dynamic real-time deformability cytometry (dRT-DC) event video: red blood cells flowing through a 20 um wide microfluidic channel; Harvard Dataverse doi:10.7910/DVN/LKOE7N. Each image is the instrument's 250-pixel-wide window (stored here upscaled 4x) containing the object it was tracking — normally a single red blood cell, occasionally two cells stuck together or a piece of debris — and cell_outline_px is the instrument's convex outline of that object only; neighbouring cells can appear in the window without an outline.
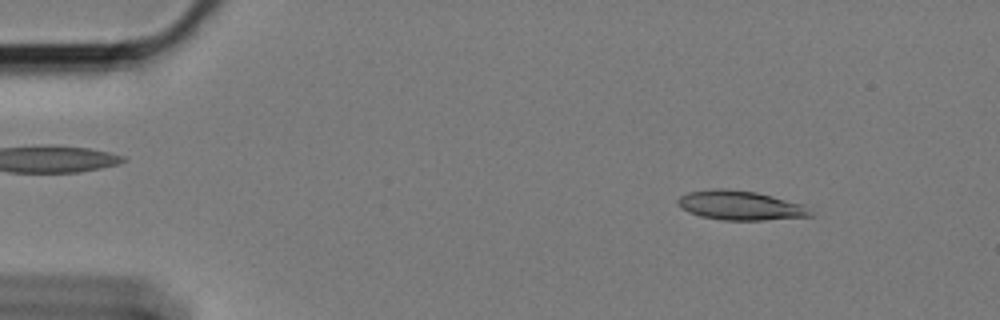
{"species": "Egyptian fruit bat (a non-hibernating species)", "species_latin": "Rousettus aegyptiacus", "temperature_condition": "cold", "stored_images_in_passage": 59, "camera_frame_rate_fps": 3000, "um_per_image_px": 0.085, "animal": {"sex": "female"}, "frame": {"image": 1, "passage_image": 8, "time_ms": 2.333, "image_size_px": [1000, 320], "cell_outline_px": [[812, 216], [764, 220], [724, 220], [700, 216], [688, 212], [676, 204], [676, 200], [680, 196], [688, 192], [720, 188], [724, 188], [756, 192], [804, 204], [812, 212]], "centroid_in_image_um": [62.91, 17.46], "position_along_channel_um": 22.1, "area_um2": 22.66}}
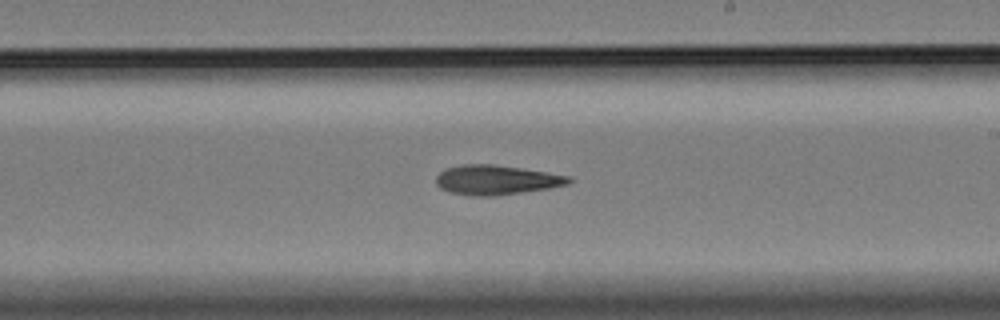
{"frame": {"image": 2, "passage_image": 35, "time_ms": 11.333, "image_size_px": [1000, 320], "cell_outline_px": [[572, 180], [568, 184], [548, 188], [496, 196], [468, 196], [448, 192], [440, 188], [436, 184], [436, 176], [444, 168], [464, 164], [492, 164], [572, 176]], "centroid_in_image_um": [42.14, 15.3], "position_along_channel_um": 246.9, "area_um2": 22.95}}
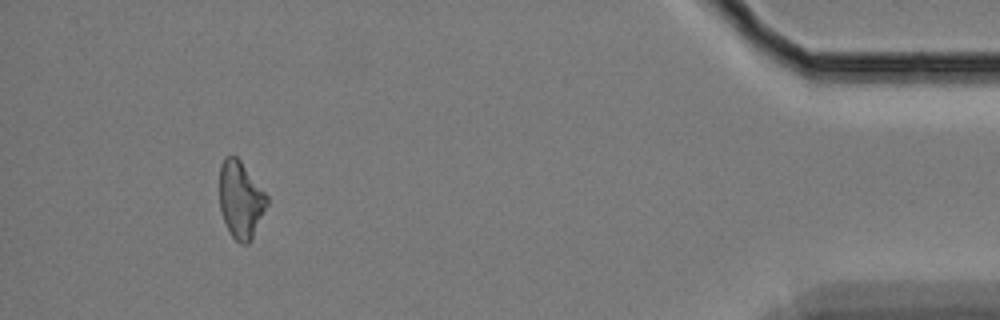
{"frame": {"image": 3, "passage_image": 55, "time_ms": 18.0, "image_size_px": [1000, 320], "cell_outline_px": [[268, 204], [248, 244], [240, 244], [228, 232], [220, 208], [220, 164], [224, 156], [236, 156], [240, 160], [268, 196]], "centroid_in_image_um": [20.44, 16.96], "position_along_channel_um": 414.8, "area_um2": 21.1}, "authors_computed_cell_mechanics": {"area_um2": 22.1952, "velocity_mm_per_s": 3.4148, "shape_relaxation_time_tau1_ms": null, "shape_relaxation_time_tau2_ms": 4.3722, "deformation_change_tau1": null, "deformation_change_tau2": 0.1448}}